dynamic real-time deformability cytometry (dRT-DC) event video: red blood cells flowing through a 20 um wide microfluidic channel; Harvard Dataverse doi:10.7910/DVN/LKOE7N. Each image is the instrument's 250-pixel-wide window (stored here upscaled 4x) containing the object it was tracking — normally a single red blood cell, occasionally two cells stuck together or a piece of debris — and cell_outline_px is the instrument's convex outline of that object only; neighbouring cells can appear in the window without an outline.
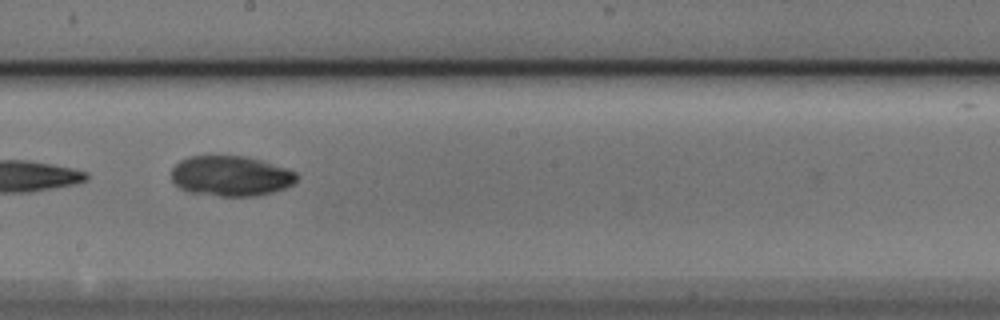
{"species": "Egyptian fruit bat (a non-hibernating species)", "species_latin": "Rousettus aegyptiacus", "temperature_condition": "cold", "stored_images_in_passage": 8, "camera_frame_rate_fps": 3000, "um_per_image_px": 0.085, "animal": {"sex": "male"}, "frame": {"image": 1, "passage_image": 6, "time_ms": 1.667, "image_size_px": [1000, 320], "cell_outline_px": [[300, 176], [292, 184], [284, 188], [272, 192], [256, 196], [220, 196], [188, 192], [180, 188], [172, 180], [172, 168], [180, 160], [188, 156], [248, 156], [288, 168], [296, 172]], "centroid_in_image_um": [19.63, 14.95], "position_along_channel_um": 228.6, "area_um2": 29.59}}
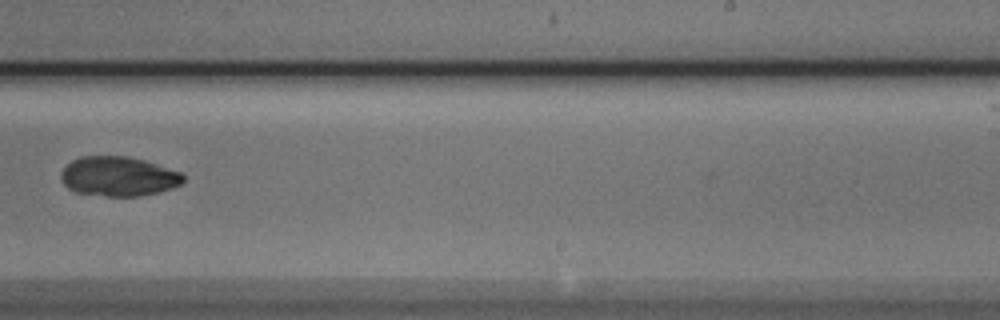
{"frame": {"image": 2, "passage_image": 7, "time_ms": 2.0, "image_size_px": [1000, 320], "cell_outline_px": [[184, 180], [180, 184], [172, 188], [160, 192], [140, 196], [104, 196], [76, 192], [68, 188], [64, 184], [60, 176], [60, 172], [72, 160], [80, 156], [128, 156], [144, 160], [180, 172], [184, 176]], "centroid_in_image_um": [10.05, 14.99], "position_along_channel_um": 278.9, "area_um2": 28.21}}